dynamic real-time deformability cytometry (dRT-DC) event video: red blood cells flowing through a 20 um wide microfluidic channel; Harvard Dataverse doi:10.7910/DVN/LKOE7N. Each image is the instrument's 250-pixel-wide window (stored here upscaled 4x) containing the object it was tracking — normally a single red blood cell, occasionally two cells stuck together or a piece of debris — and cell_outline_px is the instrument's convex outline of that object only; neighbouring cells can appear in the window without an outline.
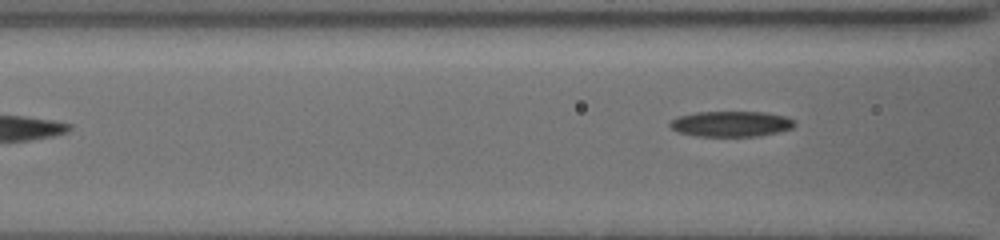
{"species": "common noctule bat (a hibernating species)", "species_latin": "Nyctalus noctula", "temperature_condition": "cold", "stored_images_in_passage": 16, "segment_of_instrument_passage": [2, 2], "camera_frame_rate_fps": 3000, "um_per_image_px": 0.085, "animal": {"sex": "female", "body_mass_g": 19.5, "forearm_length_mm": 54.1}, "frame": {"image": 1, "passage_image": 16, "time_ms": 9.0, "image_size_px": [1000, 240], "cell_outline_px": [[796, 124], [792, 128], [780, 132], [756, 136], [696, 136], [680, 132], [672, 128], [668, 124], [672, 120], [680, 116], [696, 112], [768, 112], [788, 116], [796, 120]], "centroid_in_image_um": [62.23, 10.52], "position_along_channel_um": 104.4, "area_um2": 18.67}}